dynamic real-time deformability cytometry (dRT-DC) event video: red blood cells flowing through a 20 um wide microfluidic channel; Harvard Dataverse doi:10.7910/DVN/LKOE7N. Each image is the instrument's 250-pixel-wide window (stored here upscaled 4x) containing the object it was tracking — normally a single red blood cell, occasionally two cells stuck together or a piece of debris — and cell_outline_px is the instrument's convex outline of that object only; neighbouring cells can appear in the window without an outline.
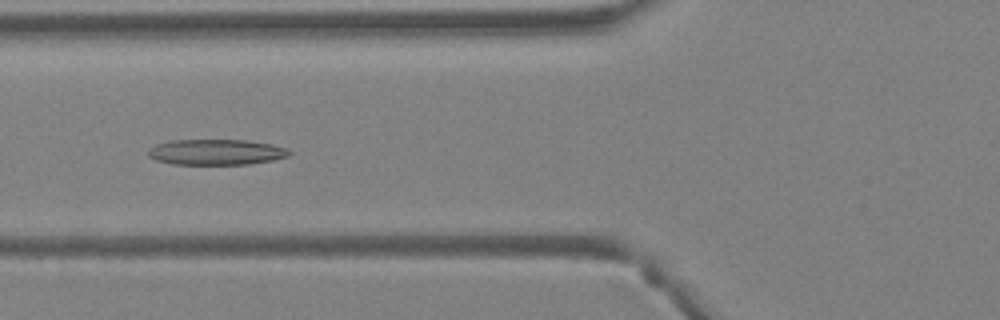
{"species": "Egyptian fruit bat (a non-hibernating species)", "species_latin": "Rousettus aegyptiacus", "temperature_condition": "warm", "stored_images_in_passage": 44, "camera_frame_rate_fps": 3000, "um_per_image_px": 0.085, "animal": {"sex": "female"}, "frame": {"image": 1, "passage_image": 17, "time_ms": 5.333, "image_size_px": [1000, 320], "cell_outline_px": [[292, 152], [288, 156], [272, 160], [248, 164], [172, 164], [156, 160], [148, 156], [148, 148], [156, 144], [172, 140], [248, 140], [272, 144], [288, 148]], "centroid_in_image_um": [18.37, 12.92], "position_along_channel_um": 107.4, "area_um2": 21.15}}
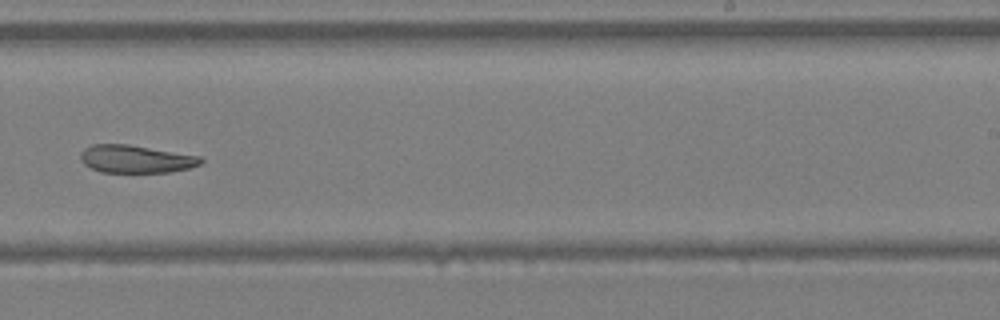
{"frame": {"image": 2, "passage_image": 28, "time_ms": 9.0, "image_size_px": [1000, 320], "cell_outline_px": [[204, 160], [200, 164], [188, 168], [168, 172], [100, 172], [84, 164], [80, 160], [80, 152], [84, 148], [92, 144], [128, 144], [200, 156]], "centroid_in_image_um": [11.51, 13.51], "position_along_channel_um": 277.5, "area_um2": 19.42}}
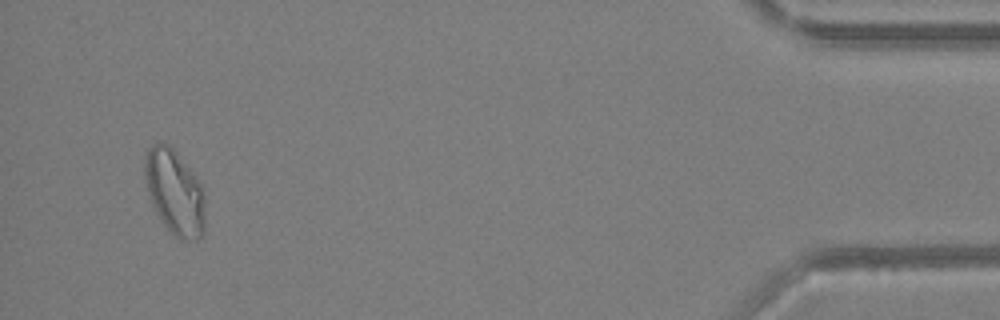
{"frame": {"image": 3, "passage_image": 42, "time_ms": 13.667, "image_size_px": [1000, 320], "cell_outline_px": [[204, 232], [196, 240], [188, 240], [176, 236], [164, 224], [156, 212], [152, 204], [148, 192], [144, 176], [144, 156], [148, 148], [152, 144], [168, 144], [176, 152], [200, 184], [204, 196]], "centroid_in_image_um": [14.82, 16.33], "position_along_channel_um": 420.4, "area_um2": 29.3}, "authors_computed_cell_mechanics": {"area_um2": 24.3049, "velocity_mm_per_s": 4.6453, "shape_relaxation_time_tau1_ms": null, "shape_relaxation_time_tau2_ms": 6.1299, "deformation_change_tau1": null, "deformation_change_tau2": 0.1587}}